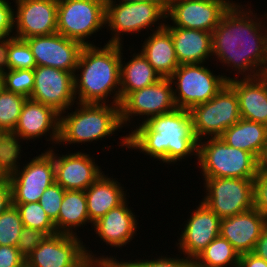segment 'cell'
Listing matches in <instances>:
<instances>
[{
	"label": "cell",
	"instance_id": "6da1fadb",
	"mask_svg": "<svg viewBox=\"0 0 267 267\" xmlns=\"http://www.w3.org/2000/svg\"><path fill=\"white\" fill-rule=\"evenodd\" d=\"M247 9L234 3L223 15L212 32V55L222 65L245 73L243 77L255 78L267 69V26Z\"/></svg>",
	"mask_w": 267,
	"mask_h": 267
},
{
	"label": "cell",
	"instance_id": "7bdbcfd3",
	"mask_svg": "<svg viewBox=\"0 0 267 267\" xmlns=\"http://www.w3.org/2000/svg\"><path fill=\"white\" fill-rule=\"evenodd\" d=\"M11 204V186L8 177H6L0 182V214L4 212Z\"/></svg>",
	"mask_w": 267,
	"mask_h": 267
},
{
	"label": "cell",
	"instance_id": "cb8c5ba5",
	"mask_svg": "<svg viewBox=\"0 0 267 267\" xmlns=\"http://www.w3.org/2000/svg\"><path fill=\"white\" fill-rule=\"evenodd\" d=\"M170 33L181 64H201L212 55V33L198 29L165 27Z\"/></svg>",
	"mask_w": 267,
	"mask_h": 267
},
{
	"label": "cell",
	"instance_id": "9a60e30c",
	"mask_svg": "<svg viewBox=\"0 0 267 267\" xmlns=\"http://www.w3.org/2000/svg\"><path fill=\"white\" fill-rule=\"evenodd\" d=\"M34 87L31 100L53 108L59 114H65L75 102L74 74L47 66H36Z\"/></svg>",
	"mask_w": 267,
	"mask_h": 267
},
{
	"label": "cell",
	"instance_id": "1f68e13d",
	"mask_svg": "<svg viewBox=\"0 0 267 267\" xmlns=\"http://www.w3.org/2000/svg\"><path fill=\"white\" fill-rule=\"evenodd\" d=\"M12 205L18 209L23 226L44 231L49 236L57 234L54 222L39 202L12 203Z\"/></svg>",
	"mask_w": 267,
	"mask_h": 267
},
{
	"label": "cell",
	"instance_id": "44dd1931",
	"mask_svg": "<svg viewBox=\"0 0 267 267\" xmlns=\"http://www.w3.org/2000/svg\"><path fill=\"white\" fill-rule=\"evenodd\" d=\"M267 225V219L255 208L221 219L220 235L226 238L239 255L253 251Z\"/></svg>",
	"mask_w": 267,
	"mask_h": 267
},
{
	"label": "cell",
	"instance_id": "3957f363",
	"mask_svg": "<svg viewBox=\"0 0 267 267\" xmlns=\"http://www.w3.org/2000/svg\"><path fill=\"white\" fill-rule=\"evenodd\" d=\"M123 45L105 44L83 46L74 74V93L77 103L120 105V64ZM80 74H76V72ZM112 93V94H111ZM110 94V95H109ZM77 95V96H76Z\"/></svg>",
	"mask_w": 267,
	"mask_h": 267
},
{
	"label": "cell",
	"instance_id": "ee69618b",
	"mask_svg": "<svg viewBox=\"0 0 267 267\" xmlns=\"http://www.w3.org/2000/svg\"><path fill=\"white\" fill-rule=\"evenodd\" d=\"M239 266L240 267H267V262L261 257H258L254 253L250 252V253H245V254L240 255Z\"/></svg>",
	"mask_w": 267,
	"mask_h": 267
},
{
	"label": "cell",
	"instance_id": "7a4b0ae2",
	"mask_svg": "<svg viewBox=\"0 0 267 267\" xmlns=\"http://www.w3.org/2000/svg\"><path fill=\"white\" fill-rule=\"evenodd\" d=\"M120 146L135 149L166 164L182 161L191 154L198 157V140L193 133L189 110H176L143 121Z\"/></svg>",
	"mask_w": 267,
	"mask_h": 267
},
{
	"label": "cell",
	"instance_id": "e0dca14e",
	"mask_svg": "<svg viewBox=\"0 0 267 267\" xmlns=\"http://www.w3.org/2000/svg\"><path fill=\"white\" fill-rule=\"evenodd\" d=\"M15 37L21 40L57 33L58 0H15Z\"/></svg>",
	"mask_w": 267,
	"mask_h": 267
},
{
	"label": "cell",
	"instance_id": "f546056e",
	"mask_svg": "<svg viewBox=\"0 0 267 267\" xmlns=\"http://www.w3.org/2000/svg\"><path fill=\"white\" fill-rule=\"evenodd\" d=\"M240 255L232 244L221 235L217 236L193 260L194 267H235Z\"/></svg>",
	"mask_w": 267,
	"mask_h": 267
},
{
	"label": "cell",
	"instance_id": "484cf974",
	"mask_svg": "<svg viewBox=\"0 0 267 267\" xmlns=\"http://www.w3.org/2000/svg\"><path fill=\"white\" fill-rule=\"evenodd\" d=\"M104 173L85 190L87 212L92 225L102 218L109 210L118 207L127 198L124 187Z\"/></svg>",
	"mask_w": 267,
	"mask_h": 267
},
{
	"label": "cell",
	"instance_id": "d4e9b609",
	"mask_svg": "<svg viewBox=\"0 0 267 267\" xmlns=\"http://www.w3.org/2000/svg\"><path fill=\"white\" fill-rule=\"evenodd\" d=\"M160 22L156 30H151L152 34L150 33V36L145 39L139 52L162 78H169L178 68L179 63L171 33L165 28V23H162V20Z\"/></svg>",
	"mask_w": 267,
	"mask_h": 267
},
{
	"label": "cell",
	"instance_id": "d6986e66",
	"mask_svg": "<svg viewBox=\"0 0 267 267\" xmlns=\"http://www.w3.org/2000/svg\"><path fill=\"white\" fill-rule=\"evenodd\" d=\"M189 219V220H188ZM187 219L178 239V249L185 257L194 260L210 242L220 235L221 219L202 201Z\"/></svg>",
	"mask_w": 267,
	"mask_h": 267
},
{
	"label": "cell",
	"instance_id": "8d00e7d4",
	"mask_svg": "<svg viewBox=\"0 0 267 267\" xmlns=\"http://www.w3.org/2000/svg\"><path fill=\"white\" fill-rule=\"evenodd\" d=\"M48 236L44 231L23 226L16 247L26 258Z\"/></svg>",
	"mask_w": 267,
	"mask_h": 267
},
{
	"label": "cell",
	"instance_id": "7c38bea8",
	"mask_svg": "<svg viewBox=\"0 0 267 267\" xmlns=\"http://www.w3.org/2000/svg\"><path fill=\"white\" fill-rule=\"evenodd\" d=\"M206 196L201 200L220 219L254 207V179L203 178Z\"/></svg>",
	"mask_w": 267,
	"mask_h": 267
},
{
	"label": "cell",
	"instance_id": "52a82bcc",
	"mask_svg": "<svg viewBox=\"0 0 267 267\" xmlns=\"http://www.w3.org/2000/svg\"><path fill=\"white\" fill-rule=\"evenodd\" d=\"M169 78L176 86L173 92L177 108L189 111L213 98L231 79L214 75L203 63L181 64Z\"/></svg>",
	"mask_w": 267,
	"mask_h": 267
},
{
	"label": "cell",
	"instance_id": "83f0119b",
	"mask_svg": "<svg viewBox=\"0 0 267 267\" xmlns=\"http://www.w3.org/2000/svg\"><path fill=\"white\" fill-rule=\"evenodd\" d=\"M122 56L120 64V102L130 92L151 86L162 78L141 52L133 53L132 59L125 65Z\"/></svg>",
	"mask_w": 267,
	"mask_h": 267
},
{
	"label": "cell",
	"instance_id": "f1b7e54d",
	"mask_svg": "<svg viewBox=\"0 0 267 267\" xmlns=\"http://www.w3.org/2000/svg\"><path fill=\"white\" fill-rule=\"evenodd\" d=\"M86 222L90 223L85 191L65 190L58 219L54 222L57 233L78 236L74 229L85 226Z\"/></svg>",
	"mask_w": 267,
	"mask_h": 267
},
{
	"label": "cell",
	"instance_id": "4dcf8cb0",
	"mask_svg": "<svg viewBox=\"0 0 267 267\" xmlns=\"http://www.w3.org/2000/svg\"><path fill=\"white\" fill-rule=\"evenodd\" d=\"M26 97L0 89V128L10 135L17 126Z\"/></svg>",
	"mask_w": 267,
	"mask_h": 267
},
{
	"label": "cell",
	"instance_id": "30bf717a",
	"mask_svg": "<svg viewBox=\"0 0 267 267\" xmlns=\"http://www.w3.org/2000/svg\"><path fill=\"white\" fill-rule=\"evenodd\" d=\"M105 4V0H58L57 33L83 46L94 45L86 40L105 27Z\"/></svg>",
	"mask_w": 267,
	"mask_h": 267
},
{
	"label": "cell",
	"instance_id": "f5cc1de1",
	"mask_svg": "<svg viewBox=\"0 0 267 267\" xmlns=\"http://www.w3.org/2000/svg\"><path fill=\"white\" fill-rule=\"evenodd\" d=\"M264 76L267 78V69H266V71H265V73H264Z\"/></svg>",
	"mask_w": 267,
	"mask_h": 267
},
{
	"label": "cell",
	"instance_id": "277c9868",
	"mask_svg": "<svg viewBox=\"0 0 267 267\" xmlns=\"http://www.w3.org/2000/svg\"><path fill=\"white\" fill-rule=\"evenodd\" d=\"M79 108L60 114L58 144H75L102 140L124 127L120 106L110 104L76 103Z\"/></svg>",
	"mask_w": 267,
	"mask_h": 267
},
{
	"label": "cell",
	"instance_id": "ab89813d",
	"mask_svg": "<svg viewBox=\"0 0 267 267\" xmlns=\"http://www.w3.org/2000/svg\"><path fill=\"white\" fill-rule=\"evenodd\" d=\"M25 257L14 246H0V267H23Z\"/></svg>",
	"mask_w": 267,
	"mask_h": 267
},
{
	"label": "cell",
	"instance_id": "74e56055",
	"mask_svg": "<svg viewBox=\"0 0 267 267\" xmlns=\"http://www.w3.org/2000/svg\"><path fill=\"white\" fill-rule=\"evenodd\" d=\"M128 267H194V262L192 259L183 257L180 259V257H161L159 256L157 259H146L143 261L141 260H134V261H128L125 262Z\"/></svg>",
	"mask_w": 267,
	"mask_h": 267
},
{
	"label": "cell",
	"instance_id": "ffe728a7",
	"mask_svg": "<svg viewBox=\"0 0 267 267\" xmlns=\"http://www.w3.org/2000/svg\"><path fill=\"white\" fill-rule=\"evenodd\" d=\"M58 155L54 150L55 182L65 190L85 191L104 173L90 154Z\"/></svg>",
	"mask_w": 267,
	"mask_h": 267
},
{
	"label": "cell",
	"instance_id": "8992f818",
	"mask_svg": "<svg viewBox=\"0 0 267 267\" xmlns=\"http://www.w3.org/2000/svg\"><path fill=\"white\" fill-rule=\"evenodd\" d=\"M20 152H14L8 165L12 203L39 202L44 191L55 182L54 151L46 149L44 153L30 159L23 168L19 167L18 162Z\"/></svg>",
	"mask_w": 267,
	"mask_h": 267
},
{
	"label": "cell",
	"instance_id": "2e32d148",
	"mask_svg": "<svg viewBox=\"0 0 267 267\" xmlns=\"http://www.w3.org/2000/svg\"><path fill=\"white\" fill-rule=\"evenodd\" d=\"M60 114L53 108L33 101L29 98L24 102L17 126L9 135L12 148L21 150L19 140L37 139L50 133L48 141L58 145Z\"/></svg>",
	"mask_w": 267,
	"mask_h": 267
},
{
	"label": "cell",
	"instance_id": "603a6c76",
	"mask_svg": "<svg viewBox=\"0 0 267 267\" xmlns=\"http://www.w3.org/2000/svg\"><path fill=\"white\" fill-rule=\"evenodd\" d=\"M125 200L118 207L109 210L102 218L93 224L95 234L106 245L120 248L133 240L137 229L136 215L128 207Z\"/></svg>",
	"mask_w": 267,
	"mask_h": 267
},
{
	"label": "cell",
	"instance_id": "4316f807",
	"mask_svg": "<svg viewBox=\"0 0 267 267\" xmlns=\"http://www.w3.org/2000/svg\"><path fill=\"white\" fill-rule=\"evenodd\" d=\"M229 146L253 154L258 160L267 141V125L240 119L220 136Z\"/></svg>",
	"mask_w": 267,
	"mask_h": 267
},
{
	"label": "cell",
	"instance_id": "d6a6232c",
	"mask_svg": "<svg viewBox=\"0 0 267 267\" xmlns=\"http://www.w3.org/2000/svg\"><path fill=\"white\" fill-rule=\"evenodd\" d=\"M22 227L19 211L11 204L0 214V246L16 247Z\"/></svg>",
	"mask_w": 267,
	"mask_h": 267
},
{
	"label": "cell",
	"instance_id": "f907efd6",
	"mask_svg": "<svg viewBox=\"0 0 267 267\" xmlns=\"http://www.w3.org/2000/svg\"><path fill=\"white\" fill-rule=\"evenodd\" d=\"M259 170L267 171V141L264 150L259 158Z\"/></svg>",
	"mask_w": 267,
	"mask_h": 267
},
{
	"label": "cell",
	"instance_id": "c3c4849f",
	"mask_svg": "<svg viewBox=\"0 0 267 267\" xmlns=\"http://www.w3.org/2000/svg\"><path fill=\"white\" fill-rule=\"evenodd\" d=\"M13 155H0V182L7 177L8 165Z\"/></svg>",
	"mask_w": 267,
	"mask_h": 267
},
{
	"label": "cell",
	"instance_id": "b9f144b4",
	"mask_svg": "<svg viewBox=\"0 0 267 267\" xmlns=\"http://www.w3.org/2000/svg\"><path fill=\"white\" fill-rule=\"evenodd\" d=\"M14 33L7 36H0V76L2 77L9 68V62H8V51L10 44L16 39L15 36H13Z\"/></svg>",
	"mask_w": 267,
	"mask_h": 267
},
{
	"label": "cell",
	"instance_id": "9c48e42d",
	"mask_svg": "<svg viewBox=\"0 0 267 267\" xmlns=\"http://www.w3.org/2000/svg\"><path fill=\"white\" fill-rule=\"evenodd\" d=\"M85 246L79 236L61 233L50 235L25 258L26 265L28 267H85L89 260H118L108 255L96 257Z\"/></svg>",
	"mask_w": 267,
	"mask_h": 267
},
{
	"label": "cell",
	"instance_id": "f35d334b",
	"mask_svg": "<svg viewBox=\"0 0 267 267\" xmlns=\"http://www.w3.org/2000/svg\"><path fill=\"white\" fill-rule=\"evenodd\" d=\"M254 207L267 219V171L259 170L254 179Z\"/></svg>",
	"mask_w": 267,
	"mask_h": 267
},
{
	"label": "cell",
	"instance_id": "d590c367",
	"mask_svg": "<svg viewBox=\"0 0 267 267\" xmlns=\"http://www.w3.org/2000/svg\"><path fill=\"white\" fill-rule=\"evenodd\" d=\"M65 194V189L58 183L50 185L40 197L39 203L50 219L55 222L58 219L59 210Z\"/></svg>",
	"mask_w": 267,
	"mask_h": 267
},
{
	"label": "cell",
	"instance_id": "5b68a950",
	"mask_svg": "<svg viewBox=\"0 0 267 267\" xmlns=\"http://www.w3.org/2000/svg\"><path fill=\"white\" fill-rule=\"evenodd\" d=\"M198 141V166L203 178L255 179L259 160L251 153L227 145L220 137Z\"/></svg>",
	"mask_w": 267,
	"mask_h": 267
},
{
	"label": "cell",
	"instance_id": "ac0fdd59",
	"mask_svg": "<svg viewBox=\"0 0 267 267\" xmlns=\"http://www.w3.org/2000/svg\"><path fill=\"white\" fill-rule=\"evenodd\" d=\"M31 48L37 66H47L75 74L83 45L60 33L24 39Z\"/></svg>",
	"mask_w": 267,
	"mask_h": 267
},
{
	"label": "cell",
	"instance_id": "681fc988",
	"mask_svg": "<svg viewBox=\"0 0 267 267\" xmlns=\"http://www.w3.org/2000/svg\"><path fill=\"white\" fill-rule=\"evenodd\" d=\"M106 4H116L119 3H137V2H152V3H167V0H105Z\"/></svg>",
	"mask_w": 267,
	"mask_h": 267
},
{
	"label": "cell",
	"instance_id": "836d02e7",
	"mask_svg": "<svg viewBox=\"0 0 267 267\" xmlns=\"http://www.w3.org/2000/svg\"><path fill=\"white\" fill-rule=\"evenodd\" d=\"M1 80L5 90L30 98L34 87V71L32 69L8 70Z\"/></svg>",
	"mask_w": 267,
	"mask_h": 267
},
{
	"label": "cell",
	"instance_id": "816d5d0a",
	"mask_svg": "<svg viewBox=\"0 0 267 267\" xmlns=\"http://www.w3.org/2000/svg\"><path fill=\"white\" fill-rule=\"evenodd\" d=\"M2 87V80H1V76H0V89Z\"/></svg>",
	"mask_w": 267,
	"mask_h": 267
},
{
	"label": "cell",
	"instance_id": "5bb4252c",
	"mask_svg": "<svg viewBox=\"0 0 267 267\" xmlns=\"http://www.w3.org/2000/svg\"><path fill=\"white\" fill-rule=\"evenodd\" d=\"M173 84L170 78H161L157 83L130 92L120 102V114L123 126L131 124L133 116L151 117L170 113L177 109ZM131 120V122H130ZM125 124V125H124Z\"/></svg>",
	"mask_w": 267,
	"mask_h": 267
},
{
	"label": "cell",
	"instance_id": "f6af8a7d",
	"mask_svg": "<svg viewBox=\"0 0 267 267\" xmlns=\"http://www.w3.org/2000/svg\"><path fill=\"white\" fill-rule=\"evenodd\" d=\"M252 253L257 255L258 257H261L267 262V225L265 226L260 237L255 243Z\"/></svg>",
	"mask_w": 267,
	"mask_h": 267
},
{
	"label": "cell",
	"instance_id": "60d3db41",
	"mask_svg": "<svg viewBox=\"0 0 267 267\" xmlns=\"http://www.w3.org/2000/svg\"><path fill=\"white\" fill-rule=\"evenodd\" d=\"M7 0H0V36L11 35L14 31V9Z\"/></svg>",
	"mask_w": 267,
	"mask_h": 267
},
{
	"label": "cell",
	"instance_id": "e575fe53",
	"mask_svg": "<svg viewBox=\"0 0 267 267\" xmlns=\"http://www.w3.org/2000/svg\"><path fill=\"white\" fill-rule=\"evenodd\" d=\"M8 62L10 70L32 69L36 65L31 48L25 40L16 38L9 47Z\"/></svg>",
	"mask_w": 267,
	"mask_h": 267
},
{
	"label": "cell",
	"instance_id": "8fae6325",
	"mask_svg": "<svg viewBox=\"0 0 267 267\" xmlns=\"http://www.w3.org/2000/svg\"><path fill=\"white\" fill-rule=\"evenodd\" d=\"M166 6L152 2L105 4V26L113 32L107 44L122 45L121 35L147 30L161 19L166 21Z\"/></svg>",
	"mask_w": 267,
	"mask_h": 267
},
{
	"label": "cell",
	"instance_id": "7402d4cb",
	"mask_svg": "<svg viewBox=\"0 0 267 267\" xmlns=\"http://www.w3.org/2000/svg\"><path fill=\"white\" fill-rule=\"evenodd\" d=\"M238 77H232L228 84L238 96L241 118L267 125V78L264 75L255 78Z\"/></svg>",
	"mask_w": 267,
	"mask_h": 267
},
{
	"label": "cell",
	"instance_id": "7dc6e473",
	"mask_svg": "<svg viewBox=\"0 0 267 267\" xmlns=\"http://www.w3.org/2000/svg\"><path fill=\"white\" fill-rule=\"evenodd\" d=\"M85 267H128L125 261L118 260H89Z\"/></svg>",
	"mask_w": 267,
	"mask_h": 267
},
{
	"label": "cell",
	"instance_id": "ba28073f",
	"mask_svg": "<svg viewBox=\"0 0 267 267\" xmlns=\"http://www.w3.org/2000/svg\"><path fill=\"white\" fill-rule=\"evenodd\" d=\"M193 133L198 141L206 136L220 137L240 119L239 100L235 90L227 83L209 101L190 110Z\"/></svg>",
	"mask_w": 267,
	"mask_h": 267
},
{
	"label": "cell",
	"instance_id": "bcb514c9",
	"mask_svg": "<svg viewBox=\"0 0 267 267\" xmlns=\"http://www.w3.org/2000/svg\"><path fill=\"white\" fill-rule=\"evenodd\" d=\"M14 152L9 135L0 128V155H13Z\"/></svg>",
	"mask_w": 267,
	"mask_h": 267
},
{
	"label": "cell",
	"instance_id": "4fadbf2b",
	"mask_svg": "<svg viewBox=\"0 0 267 267\" xmlns=\"http://www.w3.org/2000/svg\"><path fill=\"white\" fill-rule=\"evenodd\" d=\"M234 4L229 0H167L165 27H180L213 32L223 15Z\"/></svg>",
	"mask_w": 267,
	"mask_h": 267
}]
</instances>
